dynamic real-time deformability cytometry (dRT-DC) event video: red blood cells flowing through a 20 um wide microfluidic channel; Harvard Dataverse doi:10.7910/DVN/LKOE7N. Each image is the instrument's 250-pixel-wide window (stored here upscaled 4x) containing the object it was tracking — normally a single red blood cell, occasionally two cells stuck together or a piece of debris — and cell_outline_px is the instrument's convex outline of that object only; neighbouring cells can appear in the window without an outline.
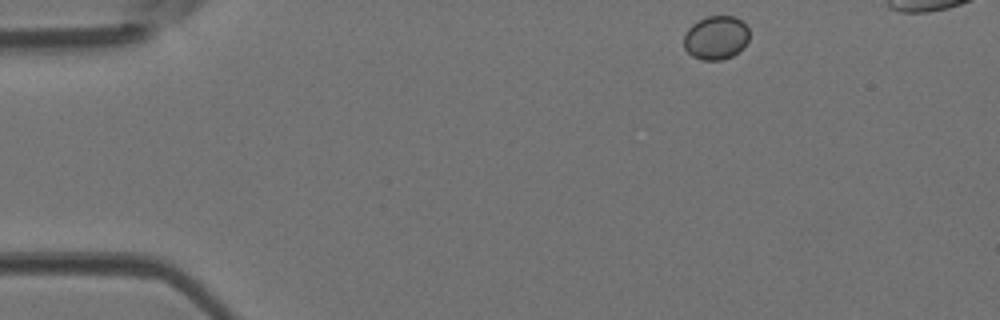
{"species": "Egyptian fruit bat (a non-hibernating species)", "species_latin": "Rousettus aegyptiacus", "temperature_condition": "room temperature", "stored_images_in_passage": 37, "camera_frame_rate_fps": 3000, "um_per_image_px": 0.085, "animal": {"sex": "female"}, "frame": {"image": 1, "passage_image": 1, "time_ms": 0.0, "image_size_px": [1000, 320], "cell_outline_px": [[748, 40], [744, 48], [732, 56], [720, 60], [700, 60], [692, 56], [684, 48], [684, 36], [688, 28], [692, 24], [708, 16], [732, 16], [740, 20], [748, 28]], "centroid_in_image_um": [60.85, 3.22], "position_along_channel_um": 24.1, "area_um2": 16.65}}
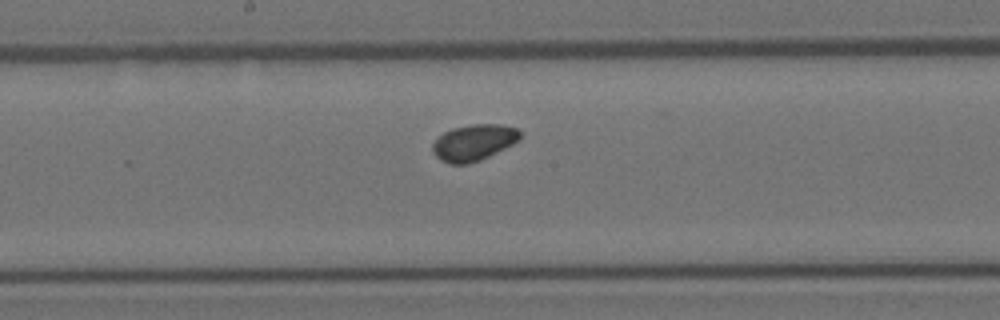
{"frame": {"image": 2, "passage_image": 19, "time_ms": 6.0, "image_size_px": [1000, 320], "cell_outline_px": [[520, 140], [480, 160], [468, 164], [448, 164], [440, 160], [432, 152], [432, 144], [444, 132], [452, 128], [472, 124], [504, 124], [520, 128]], "centroid_in_image_um": [40.27, 12.1], "position_along_channel_um": 207.9, "area_um2": 18.55}}
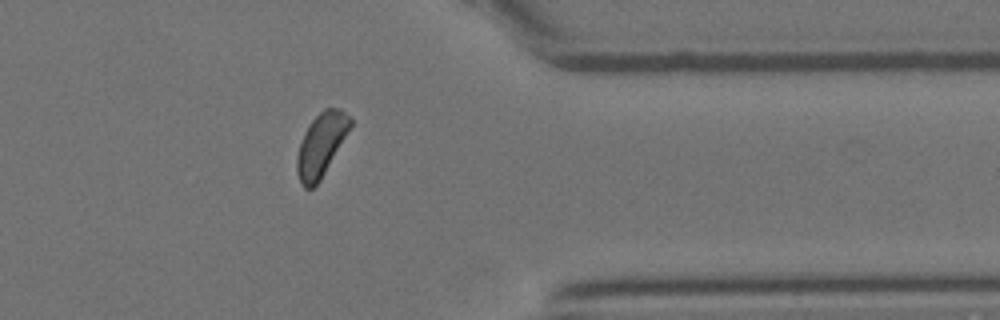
{"frame": {"image": 3, "passage_image": 32, "time_ms": 10.333, "image_size_px": [1000, 320], "cell_outline_px": [[352, 124], [320, 180], [312, 188], [304, 188], [300, 184], [296, 172], [296, 156], [304, 132], [308, 124], [324, 108], [340, 108], [352, 120]], "centroid_in_image_um": [27.25, 12.31], "position_along_channel_um": 384.1, "area_um2": 19.36}}